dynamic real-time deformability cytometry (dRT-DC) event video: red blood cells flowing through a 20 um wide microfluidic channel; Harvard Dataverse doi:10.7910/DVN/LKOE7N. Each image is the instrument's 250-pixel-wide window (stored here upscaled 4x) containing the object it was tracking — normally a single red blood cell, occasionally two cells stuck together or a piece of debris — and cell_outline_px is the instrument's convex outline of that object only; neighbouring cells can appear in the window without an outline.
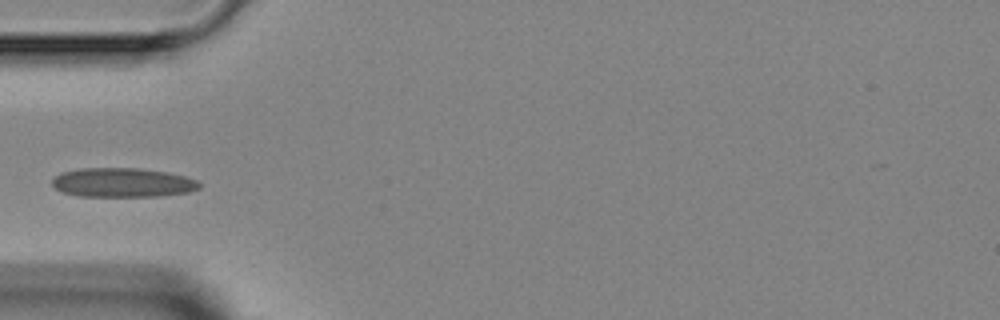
{"species": "Egyptian fruit bat (a non-hibernating species)", "species_latin": "Rousettus aegyptiacus", "temperature_condition": "room temperature", "stored_images_in_passage": 5, "camera_frame_rate_fps": 3000, "um_per_image_px": 0.085, "animal": {"sex": "female"}, "frame": {"image": 1, "passage_image": 4, "time_ms": 3.667, "image_size_px": [1000, 320], "cell_outline_px": [[200, 188], [188, 192], [160, 196], [80, 196], [60, 192], [52, 184], [52, 180], [60, 172], [80, 168], [140, 168], [168, 172], [184, 176], [196, 180], [200, 184]], "centroid_in_image_um": [10.4, 15.51], "position_along_channel_um": 74.6, "area_um2": 25.14}}
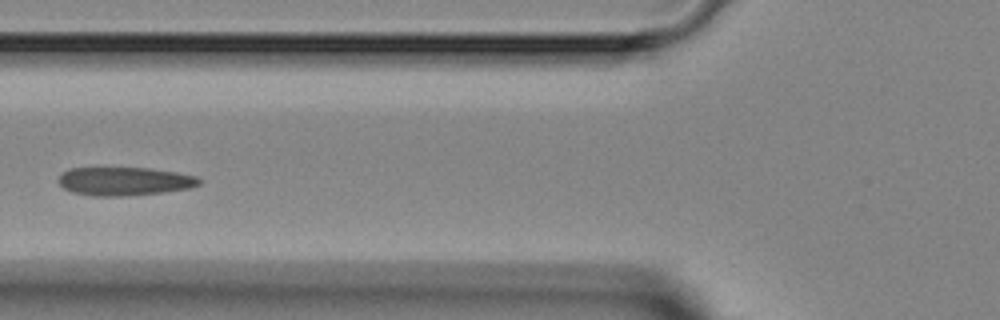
{"frame": {"image": 2, "passage_image": 5, "time_ms": 4.667, "image_size_px": [1000, 320], "cell_outline_px": [[200, 184], [192, 188], [164, 192], [128, 196], [92, 196], [72, 192], [64, 188], [56, 180], [68, 168], [148, 168], [176, 172], [196, 176], [200, 180]], "centroid_in_image_um": [10.58, 15.41], "position_along_channel_um": 115.2, "area_um2": 23.41}}